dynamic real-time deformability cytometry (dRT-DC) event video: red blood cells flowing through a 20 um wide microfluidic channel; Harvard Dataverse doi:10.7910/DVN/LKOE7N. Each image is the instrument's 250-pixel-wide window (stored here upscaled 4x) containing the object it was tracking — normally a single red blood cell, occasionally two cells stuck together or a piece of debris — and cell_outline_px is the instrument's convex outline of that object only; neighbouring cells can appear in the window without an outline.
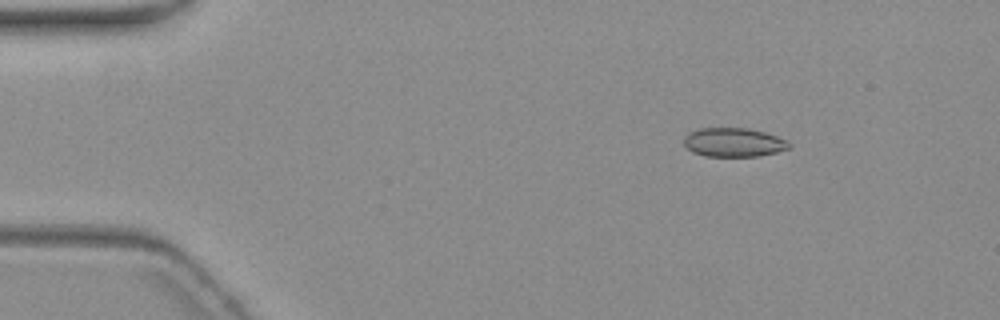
{"species": "common noctule bat (a hibernating species)", "species_latin": "Nyctalus noctula", "temperature_condition": "warm", "stored_images_in_passage": 7, "camera_frame_rate_fps": 3000, "um_per_image_px": 0.085, "animal": {"sex": "female", "body_mass_g": 19.3, "forearm_length_mm": 54.1}, "frame": {"image": 1, "passage_image": 1, "time_ms": 0.0, "image_size_px": [1000, 320], "cell_outline_px": [[792, 148], [760, 156], [704, 156], [692, 152], [684, 144], [684, 136], [688, 132], [700, 128], [748, 128], [764, 132], [788, 140], [792, 144]], "centroid_in_image_um": [62.38, 12.1], "position_along_channel_um": 22.6, "area_um2": 17.92}}
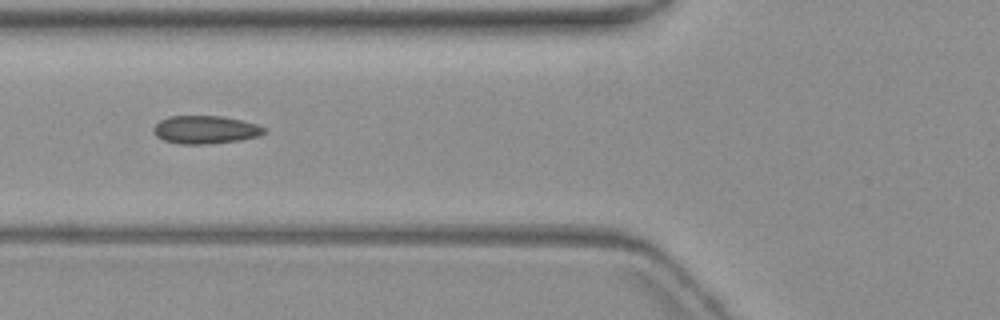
{"frame": {"image": 2, "passage_image": 4, "time_ms": 4.667, "image_size_px": [1000, 320], "cell_outline_px": [[264, 132], [256, 136], [240, 140], [208, 144], [180, 144], [164, 140], [156, 136], [152, 128], [160, 120], [168, 116], [220, 116], [240, 120], [256, 124], [264, 128]], "centroid_in_image_um": [17.39, 11.02], "position_along_channel_um": 108.4, "area_um2": 17.86}}
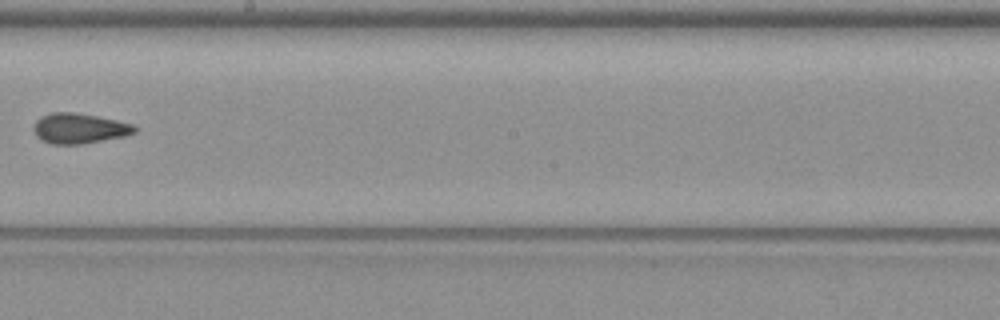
{"frame": {"image": 3, "passage_image": 7, "time_ms": 8.333, "image_size_px": [1000, 320], "cell_outline_px": [[136, 132], [124, 136], [80, 144], [52, 144], [36, 136], [32, 128], [36, 120], [40, 116], [52, 112], [72, 112], [96, 116], [116, 120], [132, 124], [136, 128]], "centroid_in_image_um": [6.7, 10.9], "position_along_channel_um": 241.5, "area_um2": 17.63}}